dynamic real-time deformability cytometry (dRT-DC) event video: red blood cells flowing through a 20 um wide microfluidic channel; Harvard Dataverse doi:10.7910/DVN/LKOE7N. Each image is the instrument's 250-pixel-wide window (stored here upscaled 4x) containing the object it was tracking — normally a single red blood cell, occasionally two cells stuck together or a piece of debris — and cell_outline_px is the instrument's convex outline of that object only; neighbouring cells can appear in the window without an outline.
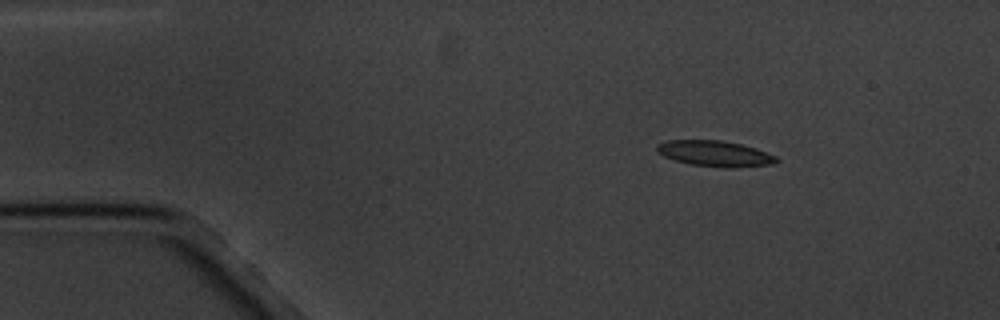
{"species": "common noctule bat (a hibernating species)", "species_latin": "Nyctalus noctula", "temperature_condition": "cold", "stored_images_in_passage": 9, "camera_frame_rate_fps": 3000, "um_per_image_px": 0.085, "animal": {"sex": "male", "body_mass_g": 20.1, "forearm_length_mm": 53.5}, "frame": {"image": 1, "passage_image": 2, "time_ms": 1.333, "image_size_px": [1000, 320], "cell_outline_px": [[780, 160], [772, 164], [732, 168], [728, 168], [692, 164], [676, 160], [664, 156], [656, 152], [656, 144], [668, 140], [724, 140], [756, 148], [776, 156]], "centroid_in_image_um": [60.77, 13.04], "position_along_channel_um": 24.2, "area_um2": 17.92}}
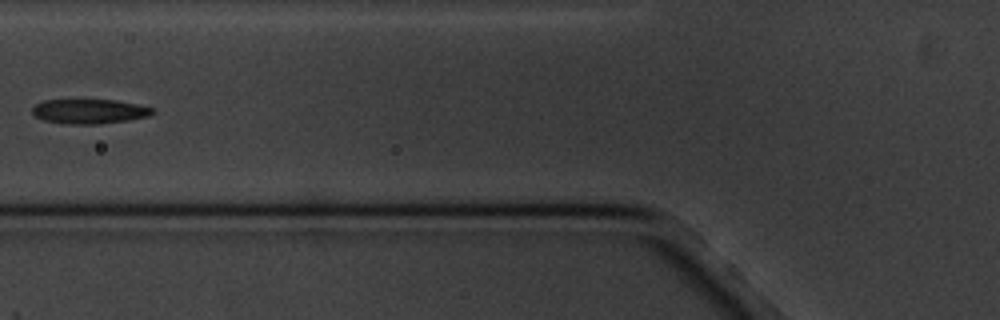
{"frame": {"image": 2, "passage_image": 6, "time_ms": 6.0, "image_size_px": [1000, 320], "cell_outline_px": [[156, 112], [148, 116], [128, 120], [96, 124], [68, 124], [44, 120], [36, 116], [32, 112], [32, 108], [36, 104], [44, 100], [116, 100], [140, 104], [152, 108]], "centroid_in_image_um": [7.62, 9.46], "position_along_channel_um": 118.2, "area_um2": 17.17}}
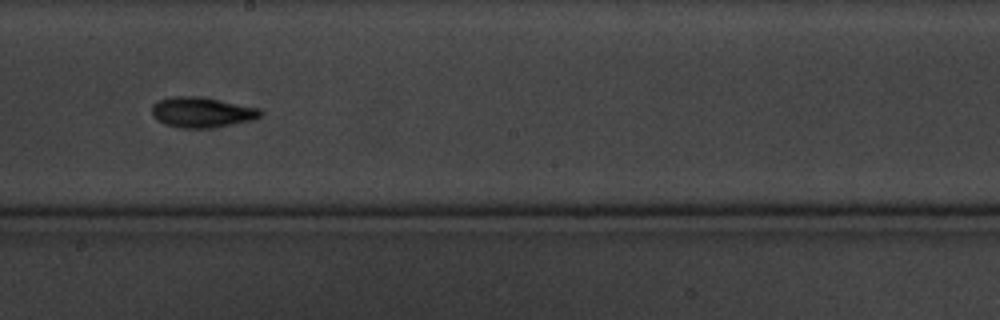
{"frame": {"image": 3, "passage_image": 9, "time_ms": 9.333, "image_size_px": [1000, 320], "cell_outline_px": [[264, 112], [260, 116], [252, 120], [232, 124], [208, 128], [180, 128], [164, 124], [156, 120], [152, 112], [152, 108], [160, 100], [172, 96], [196, 96], [260, 108]], "centroid_in_image_um": [17.16, 9.55], "position_along_channel_um": 231.0, "area_um2": 18.96}}